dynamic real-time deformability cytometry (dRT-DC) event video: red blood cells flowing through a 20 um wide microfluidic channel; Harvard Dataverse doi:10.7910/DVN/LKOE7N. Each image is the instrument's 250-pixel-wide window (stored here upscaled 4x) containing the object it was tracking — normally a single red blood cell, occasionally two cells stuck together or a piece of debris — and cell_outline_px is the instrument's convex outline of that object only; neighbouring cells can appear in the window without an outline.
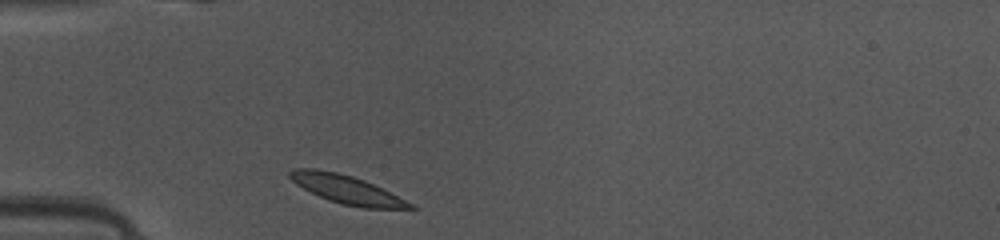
{"species": "common noctule bat (a hibernating species)", "species_latin": "Nyctalus noctula", "temperature_condition": "warm", "stored_images_in_passage": 35, "camera_frame_rate_fps": 3000, "um_per_image_px": 0.085, "animal": {"sex": "female", "body_mass_g": 10.0, "forearm_length_mm": 53.1}, "frame": {"image": 1, "passage_image": 1, "time_ms": 0.0, "image_size_px": [1000, 240], "cell_outline_px": [[416, 208], [364, 208], [344, 204], [328, 200], [296, 184], [288, 176], [288, 172], [296, 168], [316, 168], [336, 172], [352, 176], [364, 180], [412, 204]], "centroid_in_image_um": [29.39, 16.08], "position_along_channel_um": 55.6, "area_um2": 19.31}}
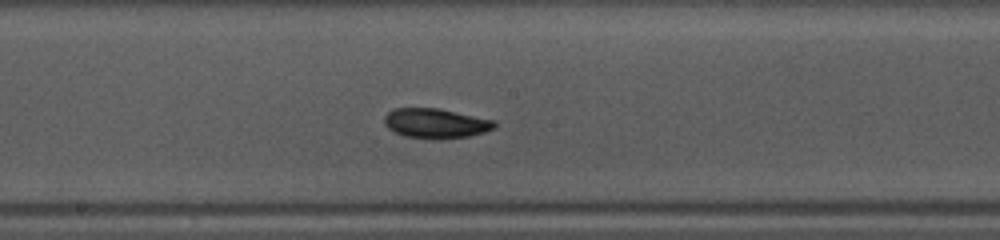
{"frame": {"image": 2, "passage_image": 13, "time_ms": 4.0, "image_size_px": [1000, 240], "cell_outline_px": [[496, 128], [484, 132], [468, 136], [440, 140], [436, 140], [404, 136], [388, 128], [384, 124], [384, 116], [392, 108], [440, 108], [496, 120]], "centroid_in_image_um": [37.05, 10.48], "position_along_channel_um": 211.1, "area_um2": 19.48}}
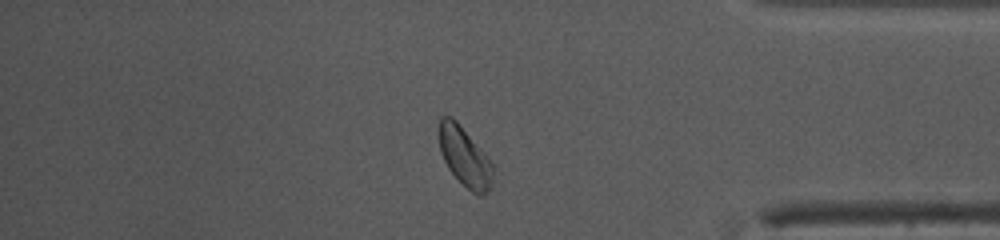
{"frame": {"image": 3, "passage_image": 28, "time_ms": 9.0, "image_size_px": [1000, 240], "cell_outline_px": [[492, 184], [480, 196], [472, 192], [448, 168], [440, 152], [436, 132], [440, 116], [452, 116], [456, 120], [488, 156], [492, 164]], "centroid_in_image_um": [39.44, 13.24], "position_along_channel_um": 395.8, "area_um2": 18.67}, "authors_computed_cell_mechanics": {"area_um2": 18.9006, "velocity_mm_per_s": 4.0949, "shape_relaxation_time_tau1_ms": 2.0646, "shape_relaxation_time_tau2_ms": 1.206, "deformation_change_tau1": 0.0783, "deformation_change_tau2": 0.0425}}